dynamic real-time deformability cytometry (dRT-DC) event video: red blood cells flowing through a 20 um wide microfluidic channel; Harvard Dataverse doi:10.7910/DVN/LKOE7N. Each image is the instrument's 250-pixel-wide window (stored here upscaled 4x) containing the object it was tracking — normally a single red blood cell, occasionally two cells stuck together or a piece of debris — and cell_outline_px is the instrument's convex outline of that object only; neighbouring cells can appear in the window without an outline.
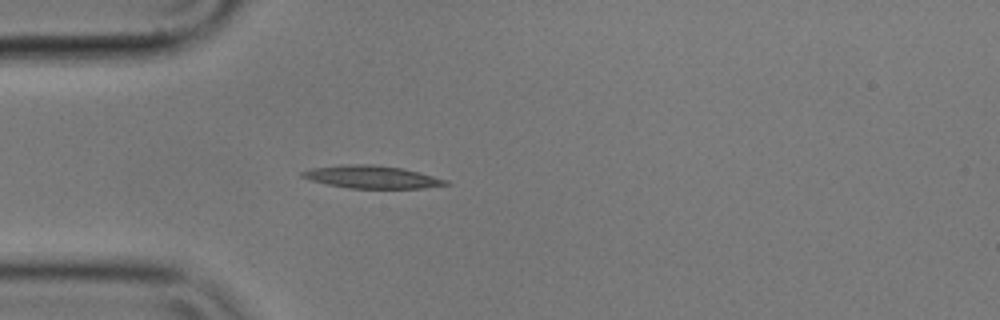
{"species": "common noctule bat (a hibernating species)", "species_latin": "Nyctalus noctula", "temperature_condition": "cold", "stored_images_in_passage": 1, "camera_frame_rate_fps": 3000, "um_per_image_px": 0.085, "animal": {"sex": "male", "body_mass_g": 17.9}, "frame": {"image": 1, "passage_image": 1, "time_ms": 0.0, "image_size_px": [1000, 320], "cell_outline_px": [[452, 184], [424, 188], [348, 188], [328, 184], [312, 180], [300, 176], [300, 172], [312, 168], [340, 164], [372, 164], [404, 168], [448, 180]], "centroid_in_image_um": [31.62, 15.03], "position_along_channel_um": 53.4, "area_um2": 19.02}}